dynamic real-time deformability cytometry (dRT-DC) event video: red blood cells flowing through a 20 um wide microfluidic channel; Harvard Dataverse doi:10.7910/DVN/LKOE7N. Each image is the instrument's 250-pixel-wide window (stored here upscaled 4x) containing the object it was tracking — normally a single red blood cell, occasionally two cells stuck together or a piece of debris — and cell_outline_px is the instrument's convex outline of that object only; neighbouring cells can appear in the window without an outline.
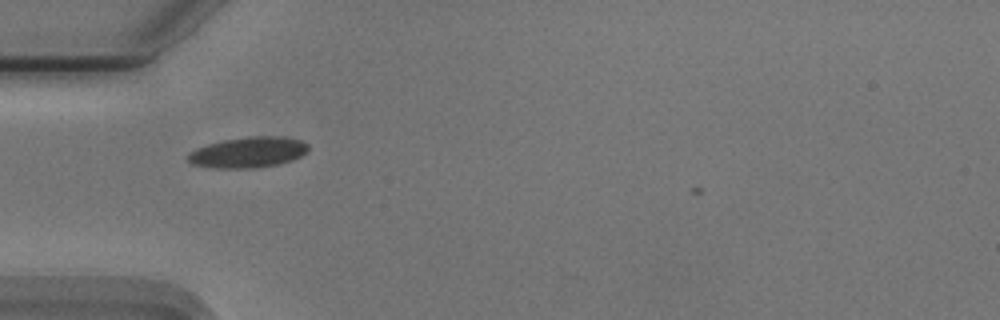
{"species": "Egyptian fruit bat (a non-hibernating species)", "species_latin": "Rousettus aegyptiacus", "temperature_condition": "cold", "stored_images_in_passage": 37, "camera_frame_rate_fps": 3000, "um_per_image_px": 0.085, "animal": {"sex": "male"}, "frame": {"image": 1, "passage_image": 5, "time_ms": 1.333, "image_size_px": [1000, 320], "cell_outline_px": [[308, 148], [300, 156], [292, 160], [276, 164], [252, 168], [212, 168], [192, 164], [188, 160], [188, 152], [196, 148], [208, 144], [224, 140], [248, 136], [276, 136], [300, 140], [308, 144]], "centroid_in_image_um": [21.04, 12.94], "position_along_channel_um": 64.0, "area_um2": 21.33}}
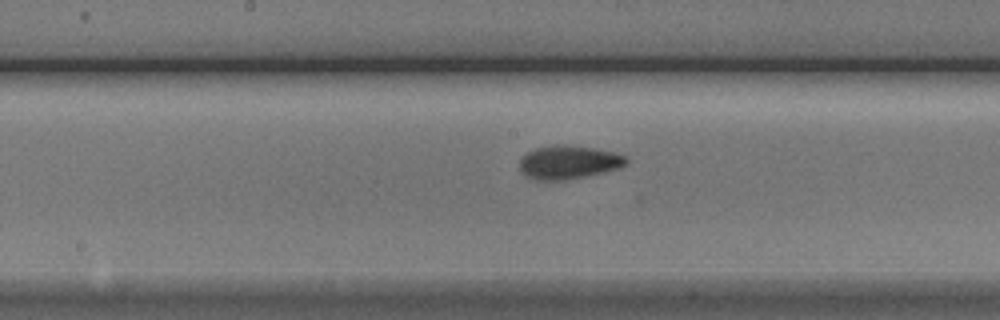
{"frame": {"image": 2, "passage_image": 16, "time_ms": 5.0, "image_size_px": [1000, 320], "cell_outline_px": [[628, 160], [620, 168], [604, 172], [564, 180], [532, 180], [524, 176], [520, 172], [520, 160], [528, 152], [536, 148], [556, 144], [564, 144], [592, 148], [616, 152], [624, 156]], "centroid_in_image_um": [48.3, 13.79], "position_along_channel_um": 199.9, "area_um2": 20.81}}
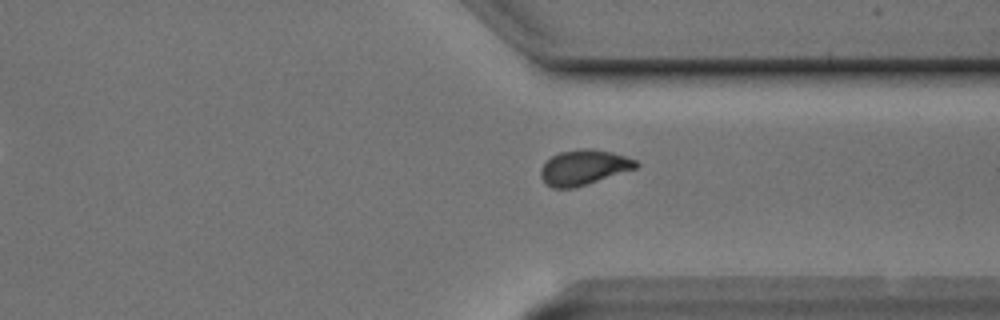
{"frame": {"image": 3, "passage_image": 29, "time_ms": 9.333, "image_size_px": [1000, 320], "cell_outline_px": [[640, 164], [636, 168], [572, 188], [552, 188], [544, 184], [540, 176], [540, 168], [552, 156], [560, 152], [580, 148], [592, 148], [612, 152], [636, 160]], "centroid_in_image_um": [49.58, 14.22], "position_along_channel_um": 361.8, "area_um2": 19.36}}